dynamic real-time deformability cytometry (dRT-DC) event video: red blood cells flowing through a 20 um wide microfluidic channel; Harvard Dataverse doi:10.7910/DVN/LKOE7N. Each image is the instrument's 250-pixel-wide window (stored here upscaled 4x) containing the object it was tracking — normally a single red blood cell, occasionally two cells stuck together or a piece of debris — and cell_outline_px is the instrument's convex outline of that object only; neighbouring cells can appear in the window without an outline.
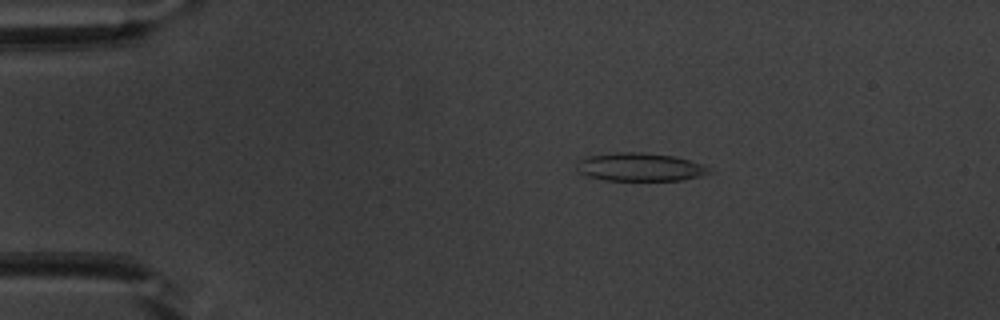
{"species": "common noctule bat (a hibernating species)", "species_latin": "Nyctalus noctula", "temperature_condition": "warm", "stored_images_in_passage": 42, "camera_frame_rate_fps": 3000, "um_per_image_px": 0.085, "animal": {"sex": "male", "body_mass_g": 20.1, "forearm_length_mm": 53.5}, "frame": {"image": 1, "passage_image": 1, "time_ms": 0.0, "image_size_px": [1000, 320], "cell_outline_px": [[712, 172], [700, 176], [680, 180], [604, 180], [588, 176], [580, 172], [576, 168], [580, 160], [588, 156], [612, 152], [644, 152], [672, 156], [688, 160], [700, 164], [708, 168]], "centroid_in_image_um": [54.37, 14.19], "position_along_channel_um": 30.6, "area_um2": 21.5}}
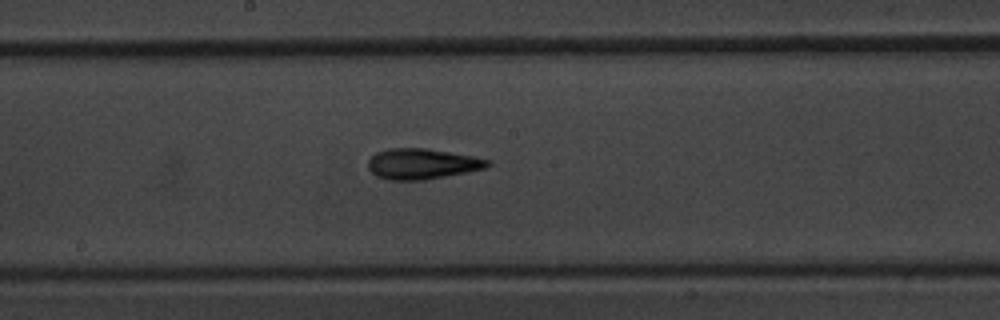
{"frame": {"image": 2, "passage_image": 19, "time_ms": 6.0, "image_size_px": [1000, 320], "cell_outline_px": [[492, 164], [484, 168], [468, 172], [424, 180], [388, 180], [376, 176], [368, 168], [368, 160], [376, 152], [388, 148], [428, 148], [472, 156], [492, 160]], "centroid_in_image_um": [35.88, 13.92], "position_along_channel_um": 212.3, "area_um2": 21.44}}
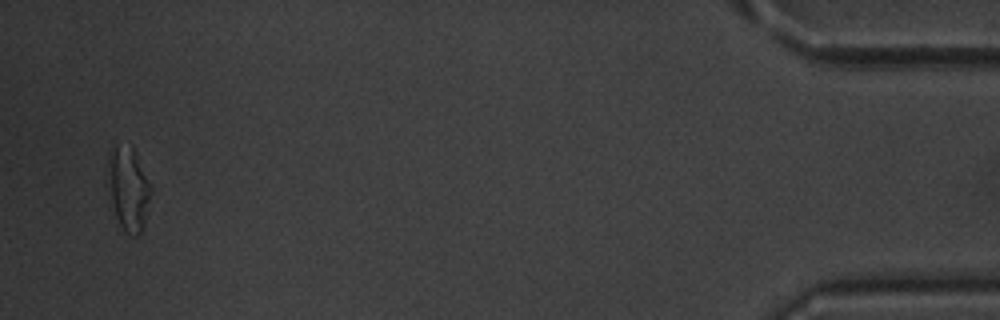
{"frame": {"image": 3, "passage_image": 41, "time_ms": 13.333, "image_size_px": [1000, 320], "cell_outline_px": [[152, 188], [144, 228], [136, 236], [132, 236], [124, 232], [116, 216], [112, 200], [112, 152], [116, 144], [132, 144], [152, 184]], "centroid_in_image_um": [11.04, 16.08], "position_along_channel_um": 424.2, "area_um2": 20.11}, "authors_computed_cell_mechanics": {"area_um2": 20.6635, "velocity_mm_per_s": 3.9664, "shape_relaxation_time_tau1_ms": 6.3372, "shape_relaxation_time_tau2_ms": 3.0514, "deformation_change_tau1": 0.2051, "deformation_change_tau2": 0.1298}}